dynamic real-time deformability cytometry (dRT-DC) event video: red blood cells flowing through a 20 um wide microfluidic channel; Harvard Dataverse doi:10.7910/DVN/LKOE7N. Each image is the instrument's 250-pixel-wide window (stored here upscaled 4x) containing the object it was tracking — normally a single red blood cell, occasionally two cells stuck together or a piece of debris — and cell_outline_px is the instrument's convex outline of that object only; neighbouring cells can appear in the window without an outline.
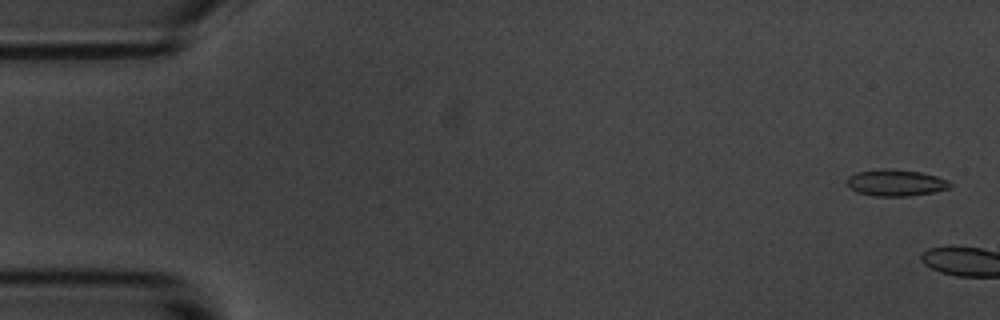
{"species": "common noctule bat (a hibernating species)", "species_latin": "Nyctalus noctula", "temperature_condition": "room temperature", "stored_images_in_passage": 2, "camera_frame_rate_fps": 3000, "um_per_image_px": 0.085, "animal": {"sex": "male", "body_mass_g": 20.1, "forearm_length_mm": 53.5}, "frame": {"image": 1, "passage_image": 1, "time_ms": 0.0, "image_size_px": [1000, 320], "cell_outline_px": [[952, 184], [948, 188], [932, 192], [908, 196], [876, 196], [856, 192], [848, 188], [848, 176], [856, 172], [880, 168], [892, 168], [920, 172], [936, 176], [948, 180]], "centroid_in_image_um": [76.1, 15.52], "position_along_channel_um": 8.9, "area_um2": 16.01}}